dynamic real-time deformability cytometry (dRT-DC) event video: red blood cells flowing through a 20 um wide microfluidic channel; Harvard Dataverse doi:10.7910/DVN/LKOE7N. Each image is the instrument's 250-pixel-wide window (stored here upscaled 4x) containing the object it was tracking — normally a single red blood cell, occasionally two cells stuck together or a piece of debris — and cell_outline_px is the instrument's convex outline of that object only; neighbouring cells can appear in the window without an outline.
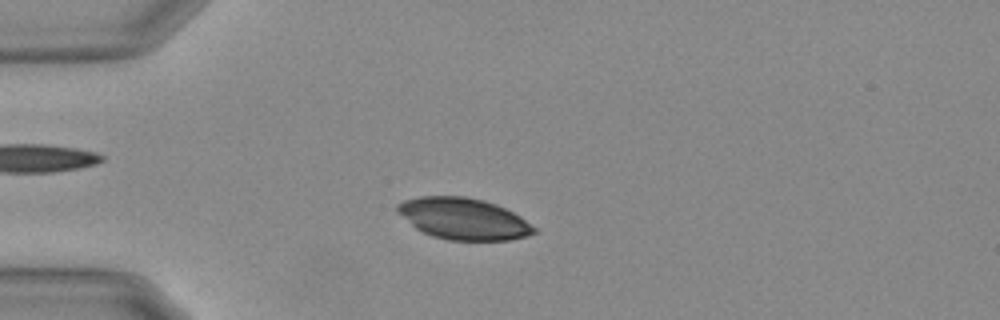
{"species": "Egyptian fruit bat (a non-hibernating species)", "species_latin": "Rousettus aegyptiacus", "temperature_condition": "warm", "stored_images_in_passage": 54, "camera_frame_rate_fps": 3000, "um_per_image_px": 0.085, "animal": {"sex": "female"}, "frame": {"image": 1, "passage_image": 13, "time_ms": 4.0, "image_size_px": [1000, 320], "cell_outline_px": [[536, 232], [528, 236], [508, 240], [448, 240], [432, 236], [416, 228], [396, 212], [396, 204], [404, 200], [420, 196], [464, 196], [484, 200], [496, 204], [520, 216], [536, 228]], "centroid_in_image_um": [39.38, 18.59], "position_along_channel_um": 45.6, "area_um2": 33.0}}
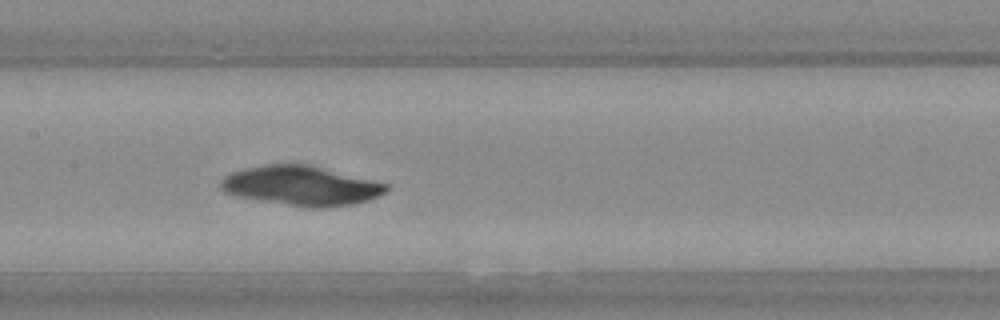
{"frame": {"image": 2, "passage_image": 26, "time_ms": 8.333, "image_size_px": [1000, 320], "cell_outline_px": [[388, 188], [384, 192], [368, 200], [352, 204], [328, 208], [312, 208], [232, 196], [224, 192], [220, 188], [220, 180], [224, 176], [232, 172], [244, 168], [268, 164], [304, 164], [388, 184]], "centroid_in_image_um": [25.51, 15.8], "position_along_channel_um": 181.9, "area_um2": 37.74}}
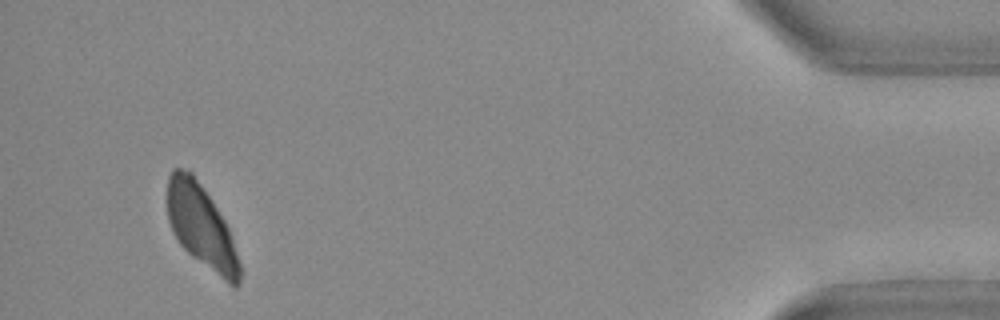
{"frame": {"image": 3, "passage_image": 51, "time_ms": 16.667, "image_size_px": [1000, 320], "cell_outline_px": [[244, 272], [240, 284], [228, 284], [192, 256], [180, 244], [172, 232], [168, 220], [168, 176], [172, 168], [180, 168], [192, 172], [212, 200], [224, 220], [228, 228]], "centroid_in_image_um": [17.13, 19.27], "position_along_channel_um": 418.1, "area_um2": 34.97}}